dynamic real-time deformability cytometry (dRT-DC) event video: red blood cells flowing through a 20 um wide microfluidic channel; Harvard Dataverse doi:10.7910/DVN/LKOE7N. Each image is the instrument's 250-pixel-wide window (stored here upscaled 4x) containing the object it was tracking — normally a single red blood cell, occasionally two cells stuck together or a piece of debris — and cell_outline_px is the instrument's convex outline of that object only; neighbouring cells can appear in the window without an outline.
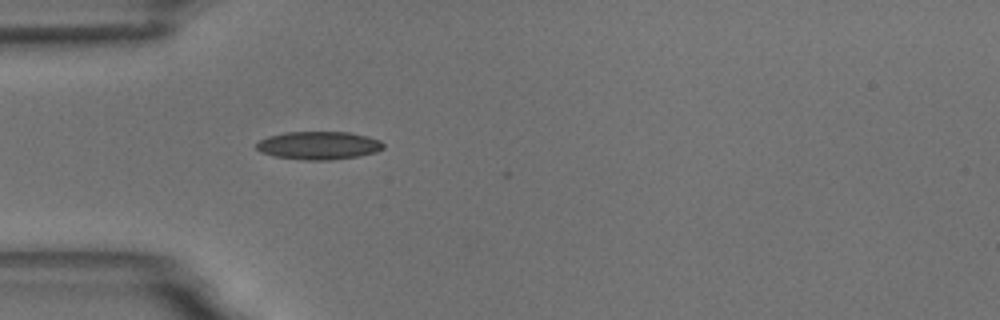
{"species": "common noctule bat (a hibernating species)", "species_latin": "Nyctalus noctula", "temperature_condition": "room temperature", "stored_images_in_passage": 34, "camera_frame_rate_fps": 3000, "um_per_image_px": 0.085, "animal": {"sex": "male", "body_mass_g": 18.8}, "frame": {"image": 1, "passage_image": 2, "time_ms": 0.333, "image_size_px": [1000, 320], "cell_outline_px": [[384, 148], [376, 152], [356, 156], [332, 160], [304, 160], [276, 156], [260, 152], [256, 148], [256, 144], [260, 140], [268, 136], [284, 132], [348, 132], [368, 136], [380, 140], [384, 144]], "centroid_in_image_um": [27.09, 12.36], "position_along_channel_um": 57.9, "area_um2": 20.75}}
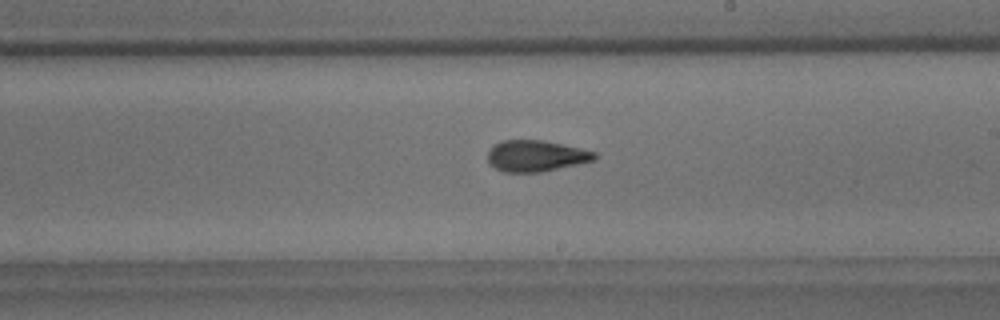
{"frame": {"image": 2, "passage_image": 18, "time_ms": 5.667, "image_size_px": [1000, 320], "cell_outline_px": [[600, 156], [596, 160], [540, 172], [504, 172], [488, 164], [488, 152], [492, 144], [500, 140], [544, 140], [580, 148], [596, 152]], "centroid_in_image_um": [45.55, 13.24], "position_along_channel_um": 243.4, "area_um2": 19.65}}
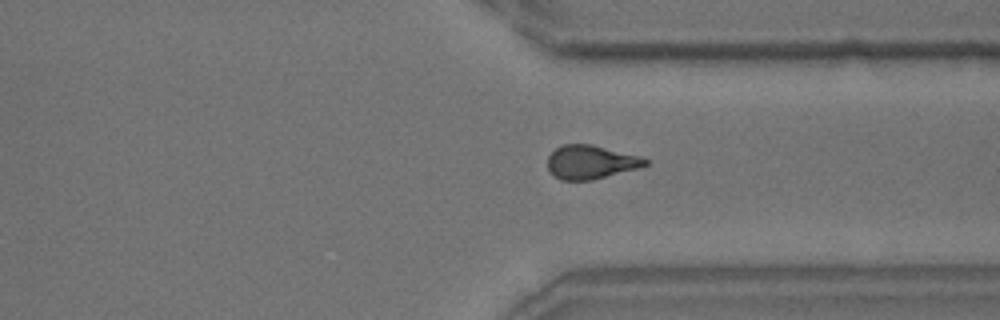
{"frame": {"image": 3, "passage_image": 28, "time_ms": 9.0, "image_size_px": [1000, 320], "cell_outline_px": [[648, 164], [636, 168], [592, 180], [560, 180], [552, 176], [548, 168], [548, 156], [556, 148], [564, 144], [592, 144], [640, 156], [648, 160]], "centroid_in_image_um": [50.17, 13.78], "position_along_channel_um": 361.2, "area_um2": 19.07}, "authors_computed_cell_mechanics": {"area_um2": 19.7098, "velocity_mm_per_s": 3.5355, "shape_relaxation_time_tau1_ms": 6.0031, "shape_relaxation_time_tau2_ms": 2.5067, "deformation_change_tau1": 0.1542, "deformation_change_tau2": 0.0921}}